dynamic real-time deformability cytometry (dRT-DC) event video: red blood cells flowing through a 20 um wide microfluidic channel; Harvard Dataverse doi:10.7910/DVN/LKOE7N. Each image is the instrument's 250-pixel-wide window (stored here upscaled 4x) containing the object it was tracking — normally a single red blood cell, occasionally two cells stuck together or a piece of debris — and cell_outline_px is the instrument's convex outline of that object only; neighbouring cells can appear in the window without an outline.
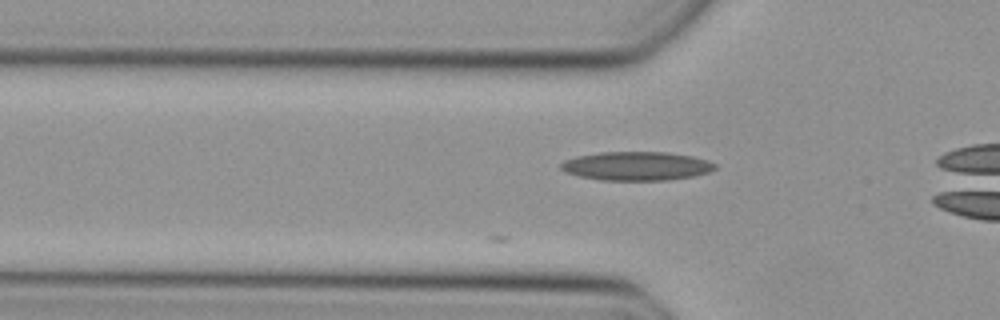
{"species": "Egyptian fruit bat (a non-hibernating species)", "species_latin": "Rousettus aegyptiacus", "temperature_condition": "cold", "stored_images_in_passage": 5, "camera_frame_rate_fps": 3000, "um_per_image_px": 0.085, "animal": {"sex": "female"}, "frame": {"image": 1, "passage_image": 5, "time_ms": 1.333, "image_size_px": [1000, 320], "cell_outline_px": [[716, 168], [708, 172], [692, 176], [668, 180], [600, 180], [580, 176], [564, 172], [560, 168], [560, 164], [564, 160], [576, 156], [600, 152], [668, 152], [692, 156], [708, 160], [716, 164]], "centroid_in_image_um": [54.08, 14.11], "position_along_channel_um": 71.7, "area_um2": 25.89}}